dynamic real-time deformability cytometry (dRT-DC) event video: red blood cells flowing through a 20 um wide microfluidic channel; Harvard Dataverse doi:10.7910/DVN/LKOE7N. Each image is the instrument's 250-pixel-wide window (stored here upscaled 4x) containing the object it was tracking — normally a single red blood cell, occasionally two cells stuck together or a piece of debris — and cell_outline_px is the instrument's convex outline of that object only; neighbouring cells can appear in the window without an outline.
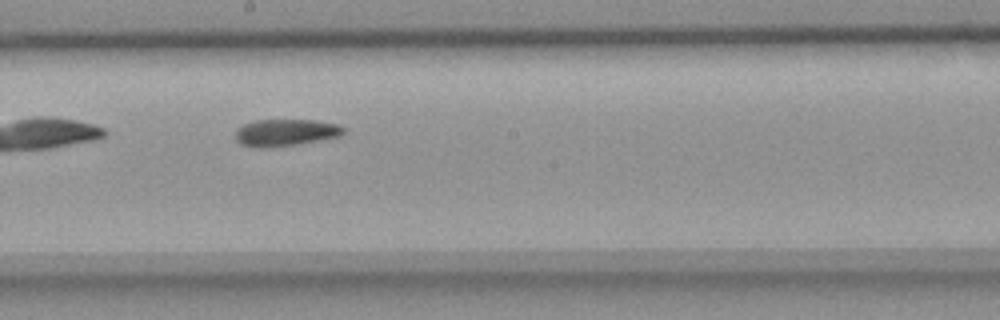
{"species": "common noctule bat (a hibernating species)", "species_latin": "Nyctalus noctula", "temperature_condition": "room temperature", "stored_images_in_passage": 32, "camera_frame_rate_fps": 3000, "um_per_image_px": 0.085, "animal": {"sex": "female", "body_mass_g": 18.4}, "frame": {"image": 1, "passage_image": 14, "time_ms": 4.333, "image_size_px": [1000, 320], "cell_outline_px": [[344, 132], [340, 136], [296, 144], [264, 148], [260, 148], [240, 144], [236, 140], [236, 128], [244, 124], [256, 120], [316, 120], [340, 124], [344, 128]], "centroid_in_image_um": [24.26, 11.26], "position_along_channel_um": 223.9, "area_um2": 16.94}}